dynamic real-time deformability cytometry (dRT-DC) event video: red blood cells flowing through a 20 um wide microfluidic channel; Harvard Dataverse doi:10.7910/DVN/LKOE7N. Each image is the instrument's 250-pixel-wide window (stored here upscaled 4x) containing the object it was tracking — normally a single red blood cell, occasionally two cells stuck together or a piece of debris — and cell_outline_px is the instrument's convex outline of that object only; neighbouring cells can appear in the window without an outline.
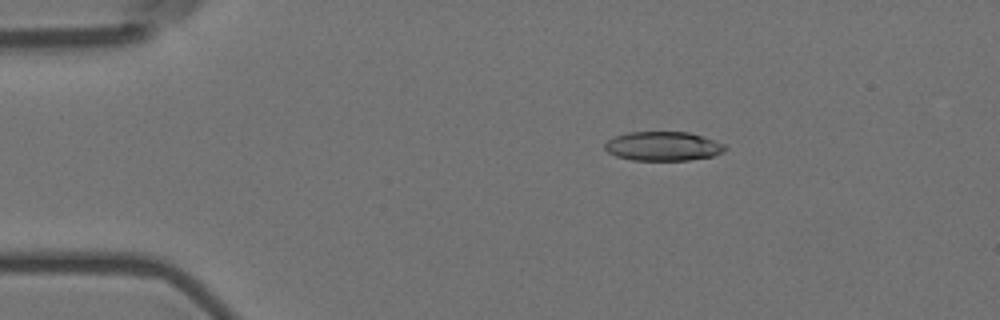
{"species": "Egyptian fruit bat (a non-hibernating species)", "species_latin": "Rousettus aegyptiacus", "temperature_condition": "room temperature", "stored_images_in_passage": 53, "camera_frame_rate_fps": 3000, "um_per_image_px": 0.085, "animal": {"sex": "female"}, "frame": {"image": 1, "passage_image": 6, "time_ms": 1.667, "image_size_px": [1000, 320], "cell_outline_px": [[728, 148], [724, 152], [712, 156], [688, 160], [632, 160], [616, 156], [608, 152], [604, 148], [604, 144], [608, 140], [616, 136], [628, 132], [688, 132], [704, 136], [724, 144]], "centroid_in_image_um": [56.38, 12.42], "position_along_channel_um": 28.6, "area_um2": 20.46}}
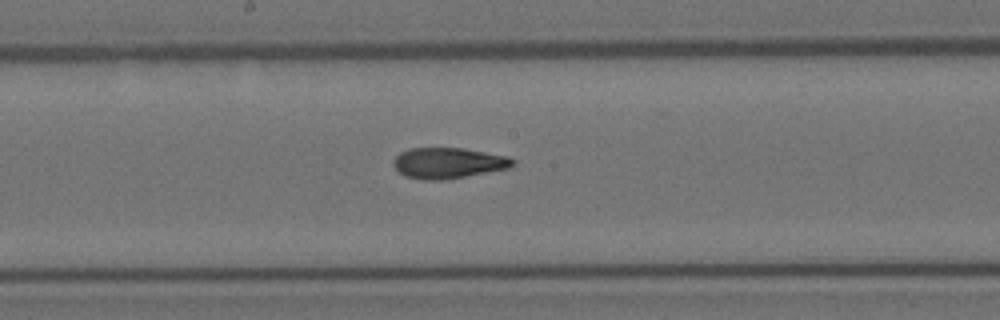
{"frame": {"image": 2, "passage_image": 26, "time_ms": 8.333, "image_size_px": [1000, 320], "cell_outline_px": [[516, 164], [508, 168], [464, 176], [440, 180], [424, 180], [404, 176], [392, 164], [392, 160], [400, 152], [408, 148], [460, 148], [508, 156], [516, 160]], "centroid_in_image_um": [38.07, 13.85], "position_along_channel_um": 210.1, "area_um2": 21.27}}
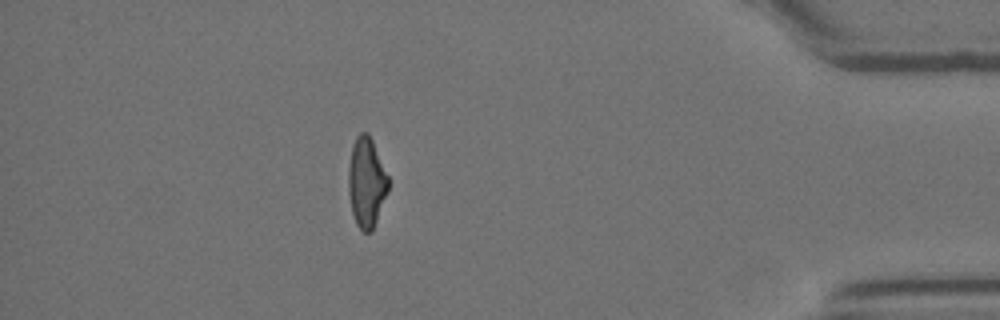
{"frame": {"image": 3, "passage_image": 46, "time_ms": 15.0, "image_size_px": [1000, 320], "cell_outline_px": [[388, 192], [372, 232], [364, 232], [356, 224], [352, 212], [348, 192], [348, 168], [352, 144], [356, 136], [360, 132], [368, 132], [372, 140], [388, 176]], "centroid_in_image_um": [31.14, 15.5], "position_along_channel_um": 404.1, "area_um2": 20.98}, "authors_computed_cell_mechanics": {"area_um2": 21.3282, "velocity_mm_per_s": 3.5849, "shape_relaxation_time_tau1_ms": 8.7851, "shape_relaxation_time_tau2_ms": 2.5582, "deformation_change_tau1": 0.2421, "deformation_change_tau2": 0.1103}}